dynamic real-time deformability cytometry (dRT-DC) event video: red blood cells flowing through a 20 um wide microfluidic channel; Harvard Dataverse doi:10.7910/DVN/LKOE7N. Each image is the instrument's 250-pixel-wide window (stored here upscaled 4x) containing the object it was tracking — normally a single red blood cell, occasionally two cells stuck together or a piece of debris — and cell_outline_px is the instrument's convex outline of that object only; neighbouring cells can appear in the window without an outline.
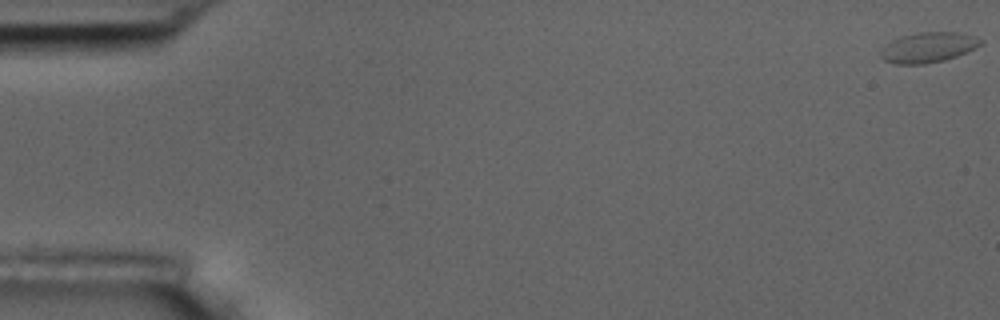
{"species": "common noctule bat (a hibernating species)", "species_latin": "Nyctalus noctula", "temperature_condition": "room temperature", "stored_images_in_passage": 4, "camera_frame_rate_fps": 3000, "um_per_image_px": 0.085, "animal": {"sex": "male", "body_mass_g": 17.5, "forearm_length_mm": 52.3}, "frame": {"image": 1, "passage_image": 1, "time_ms": 0.0, "image_size_px": [1000, 320], "cell_outline_px": [[984, 44], [976, 48], [956, 56], [944, 60], [924, 64], [896, 64], [884, 60], [880, 56], [880, 52], [892, 40], [904, 36], [920, 32], [956, 32], [972, 36], [984, 40]], "centroid_in_image_um": [78.94, 4.03], "position_along_channel_um": 6.1, "area_um2": 17.4}}